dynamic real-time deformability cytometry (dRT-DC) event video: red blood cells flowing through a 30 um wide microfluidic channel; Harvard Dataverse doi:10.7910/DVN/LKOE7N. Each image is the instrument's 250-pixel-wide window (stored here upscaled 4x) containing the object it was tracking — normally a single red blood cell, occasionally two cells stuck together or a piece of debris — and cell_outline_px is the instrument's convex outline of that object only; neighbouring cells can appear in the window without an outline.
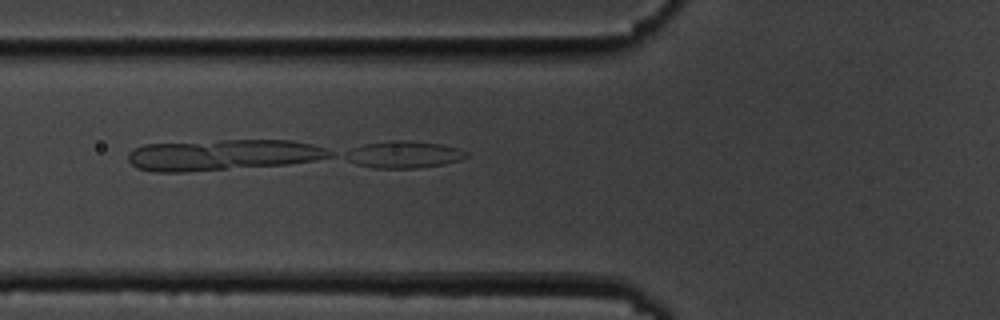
{"species": "common noctule bat (a hibernating species)", "species_latin": "Nyctalus noctula", "temperature_condition": "cold", "stored_images_in_passage": 6, "camera_frame_rate_fps": 3000, "um_per_image_px": 0.085, "animal": {"sex": "male", "body_mass_g": 19.5, "forearm_length_mm": 54.6}, "frame": {"image": 1, "passage_image": 6, "time_ms": 6.667, "image_size_px": [1000, 320], "cell_outline_px": [[468, 156], [460, 160], [444, 164], [416, 168], [372, 168], [356, 164], [340, 156], [344, 152], [352, 148], [364, 144], [392, 140], [400, 140], [444, 144], [460, 148], [468, 152]], "centroid_in_image_um": [34.3, 13.13], "position_along_channel_um": 91.5, "area_um2": 19.25}}